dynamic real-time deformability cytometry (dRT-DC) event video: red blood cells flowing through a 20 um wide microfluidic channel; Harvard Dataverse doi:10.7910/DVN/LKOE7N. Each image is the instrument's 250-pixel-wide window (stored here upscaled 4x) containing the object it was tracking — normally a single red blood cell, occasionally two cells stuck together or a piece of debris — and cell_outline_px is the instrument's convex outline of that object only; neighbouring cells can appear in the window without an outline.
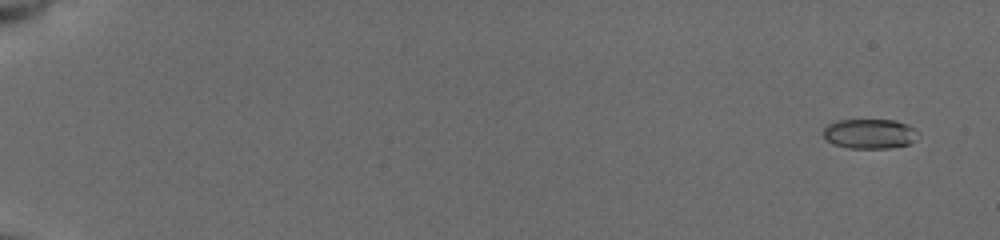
{"species": "common noctule bat (a hibernating species)", "species_latin": "Nyctalus noctula", "temperature_condition": "cold", "stored_images_in_passage": 9, "camera_frame_rate_fps": 3000, "um_per_image_px": 0.085, "animal": {"sex": "female", "body_mass_g": 19.5, "forearm_length_mm": 54.1}, "frame": {"image": 1, "passage_image": 2, "time_ms": 0.333, "image_size_px": [1000, 240], "cell_outline_px": [[916, 140], [908, 144], [888, 148], [848, 148], [832, 144], [824, 136], [824, 128], [828, 124], [840, 120], [892, 120], [904, 124], [912, 128]], "centroid_in_image_um": [73.85, 11.38], "position_along_channel_um": 11.1, "area_um2": 16.01}}